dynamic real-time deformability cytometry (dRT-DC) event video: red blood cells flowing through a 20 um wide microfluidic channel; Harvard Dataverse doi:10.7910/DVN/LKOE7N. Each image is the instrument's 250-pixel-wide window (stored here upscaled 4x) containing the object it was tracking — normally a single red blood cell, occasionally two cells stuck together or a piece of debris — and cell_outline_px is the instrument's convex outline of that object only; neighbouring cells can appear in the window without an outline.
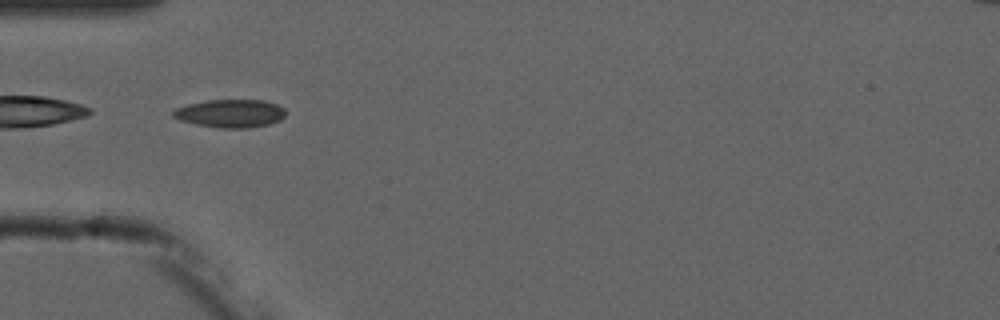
{"species": "common noctule bat (a hibernating species)", "species_latin": "Nyctalus noctula", "temperature_condition": "cold", "stored_images_in_passage": 9, "camera_frame_rate_fps": 3000, "um_per_image_px": 0.085, "animal": {"sex": "male", "forearm_length_mm": 52.5}, "frame": {"image": 1, "passage_image": 3, "time_ms": 3.667, "image_size_px": [1000, 320], "cell_outline_px": [[284, 116], [280, 120], [268, 124], [248, 128], [220, 128], [196, 124], [180, 120], [172, 116], [172, 112], [176, 108], [188, 104], [208, 100], [264, 100], [276, 104], [284, 108]], "centroid_in_image_um": [19.57, 9.64], "position_along_channel_um": 65.4, "area_um2": 18.32}}
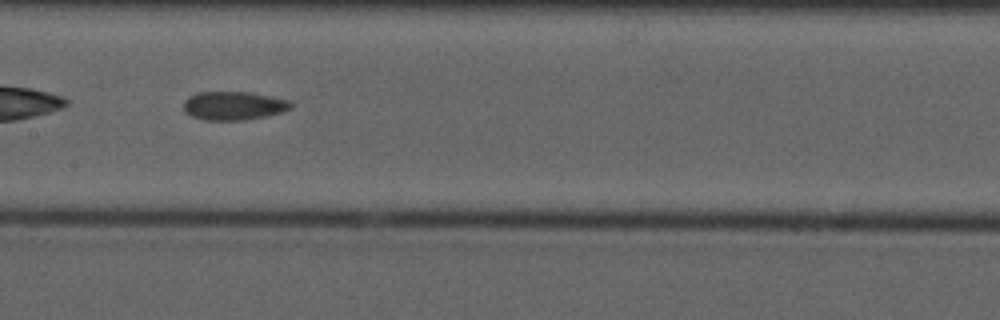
{"frame": {"image": 2, "passage_image": 6, "time_ms": 7.0, "image_size_px": [1000, 320], "cell_outline_px": [[292, 108], [280, 112], [264, 116], [244, 120], [204, 120], [192, 116], [184, 108], [184, 100], [188, 96], [200, 92], [248, 92], [272, 96], [292, 100]], "centroid_in_image_um": [19.89, 8.97], "position_along_channel_um": 187.5, "area_um2": 17.8}}
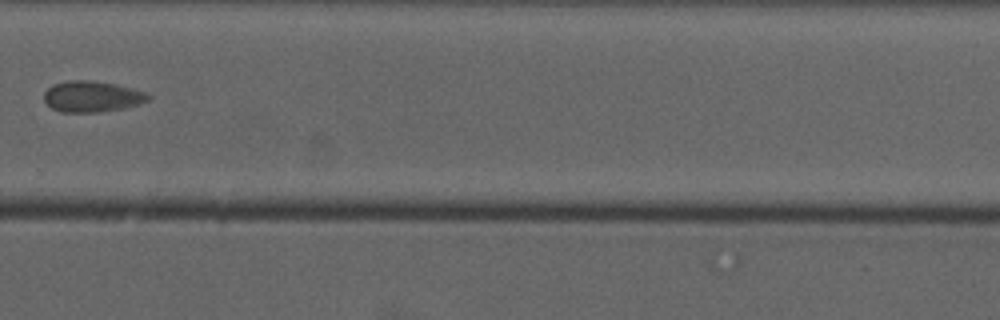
{"frame": {"image": 3, "passage_image": 9, "time_ms": 10.667, "image_size_px": [1000, 320], "cell_outline_px": [[152, 96], [148, 100], [140, 104], [124, 108], [96, 112], [60, 112], [52, 108], [44, 100], [44, 92], [52, 84], [68, 80], [88, 80], [112, 84], [132, 88], [144, 92]], "centroid_in_image_um": [7.8, 8.2], "position_along_channel_um": 322.0, "area_um2": 18.73}}